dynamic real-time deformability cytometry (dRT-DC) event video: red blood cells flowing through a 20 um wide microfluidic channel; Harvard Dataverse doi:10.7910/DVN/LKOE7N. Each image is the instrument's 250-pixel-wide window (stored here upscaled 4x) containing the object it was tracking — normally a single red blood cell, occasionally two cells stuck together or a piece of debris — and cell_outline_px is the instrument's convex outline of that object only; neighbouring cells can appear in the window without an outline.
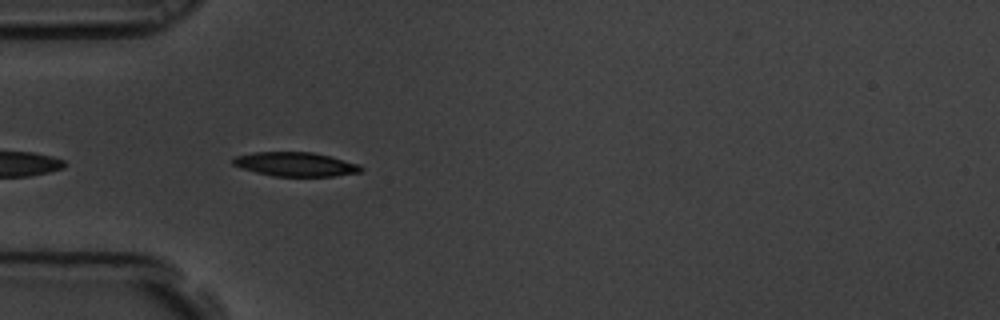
{"species": "common noctule bat (a hibernating species)", "species_latin": "Nyctalus noctula", "temperature_condition": "room temperature", "stored_images_in_passage": 11, "camera_frame_rate_fps": 3000, "um_per_image_px": 0.085, "animal": {"sex": "male", "body_mass_g": 19.5, "forearm_length_mm": 54.6}, "frame": {"image": 1, "passage_image": 2, "time_ms": 0.333, "image_size_px": [1000, 320], "cell_outline_px": [[364, 168], [360, 172], [336, 176], [272, 176], [240, 168], [232, 164], [232, 160], [236, 156], [252, 152], [312, 152], [360, 164]], "centroid_in_image_um": [25.11, 13.96], "position_along_channel_um": 59.9, "area_um2": 17.98}}